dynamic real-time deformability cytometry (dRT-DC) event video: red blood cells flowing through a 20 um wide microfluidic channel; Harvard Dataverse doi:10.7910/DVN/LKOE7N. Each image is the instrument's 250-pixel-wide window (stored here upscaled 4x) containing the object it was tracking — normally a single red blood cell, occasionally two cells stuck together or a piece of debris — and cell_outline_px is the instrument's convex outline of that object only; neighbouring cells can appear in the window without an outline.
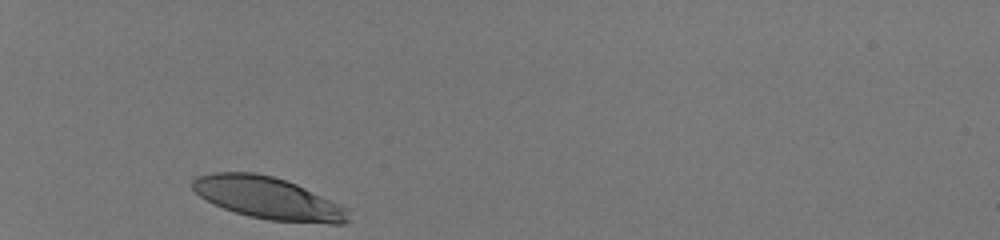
{"species": "human", "species_latin": "Homo sapiens", "temperature_condition": "room temperature", "stored_images_in_passage": 29, "camera_frame_rate_fps": 3000, "um_per_image_px": 0.085, "donor": {"sex": "male"}, "frame": {"image": 1, "passage_image": 1, "time_ms": 0.0, "image_size_px": [1000, 240], "cell_outline_px": [[348, 220], [344, 224], [332, 224], [268, 220], [248, 216], [224, 208], [200, 196], [192, 188], [192, 180], [196, 176], [212, 172], [256, 172], [272, 176], [296, 184], [340, 204], [348, 208]], "centroid_in_image_um": [22.79, 16.84], "position_along_channel_um": 62.2, "area_um2": 38.03}}
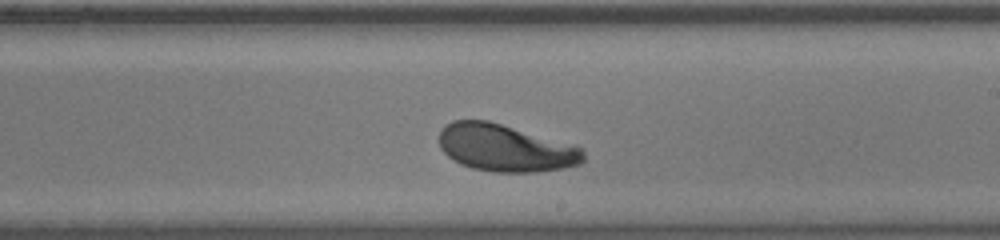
{"frame": {"image": 2, "passage_image": 17, "time_ms": 5.333, "image_size_px": [1000, 240], "cell_outline_px": [[584, 160], [580, 164], [560, 168], [536, 172], [492, 172], [472, 168], [460, 164], [448, 156], [440, 148], [440, 128], [444, 124], [452, 120], [488, 120], [572, 144], [584, 148]], "centroid_in_image_um": [42.93, 12.57], "position_along_channel_um": 246.1, "area_um2": 39.77}}
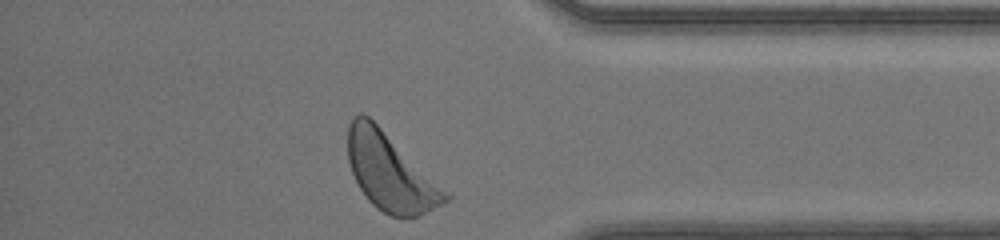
{"frame": {"image": 3, "passage_image": 29, "time_ms": 9.333, "image_size_px": [1000, 240], "cell_outline_px": [[452, 196], [448, 200], [420, 216], [400, 220], [376, 208], [368, 200], [360, 188], [352, 172], [348, 160], [348, 124], [352, 116], [360, 112], [368, 116]], "centroid_in_image_um": [33.15, 14.67], "position_along_channel_um": 402.1, "area_um2": 43.29}, "authors_computed_cell_mechanics": {"area_um2": 39.7664, "velocity_mm_per_s": 4.0851, "shape_relaxation_time_tau1_ms": 2.6265, "shape_relaxation_time_tau2_ms": null, "deformation_change_tau1": 0.1496, "deformation_change_tau2": null}}